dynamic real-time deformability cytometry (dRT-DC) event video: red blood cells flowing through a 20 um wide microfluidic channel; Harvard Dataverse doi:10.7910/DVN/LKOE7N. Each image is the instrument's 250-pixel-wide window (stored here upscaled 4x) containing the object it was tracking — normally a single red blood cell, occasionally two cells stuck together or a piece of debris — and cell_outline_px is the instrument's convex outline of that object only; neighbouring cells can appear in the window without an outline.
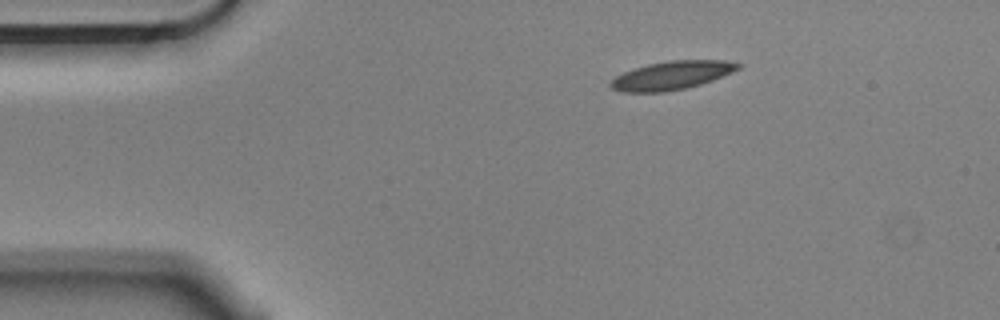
{"species": "Egyptian fruit bat (a non-hibernating species)", "species_latin": "Rousettus aegyptiacus", "temperature_condition": "cold", "stored_images_in_passage": 2, "camera_frame_rate_fps": 3000, "um_per_image_px": 0.085, "animal": {"sex": "male"}, "frame": {"image": 1, "passage_image": 1, "time_ms": 0.0, "image_size_px": [1000, 320], "cell_outline_px": [[740, 68], [732, 72], [712, 80], [700, 84], [684, 88], [664, 92], [620, 92], [612, 88], [608, 84], [616, 76], [632, 68], [648, 64], [668, 60], [724, 60], [740, 64]], "centroid_in_image_um": [57.06, 6.4], "position_along_channel_um": 27.9, "area_um2": 21.04}}